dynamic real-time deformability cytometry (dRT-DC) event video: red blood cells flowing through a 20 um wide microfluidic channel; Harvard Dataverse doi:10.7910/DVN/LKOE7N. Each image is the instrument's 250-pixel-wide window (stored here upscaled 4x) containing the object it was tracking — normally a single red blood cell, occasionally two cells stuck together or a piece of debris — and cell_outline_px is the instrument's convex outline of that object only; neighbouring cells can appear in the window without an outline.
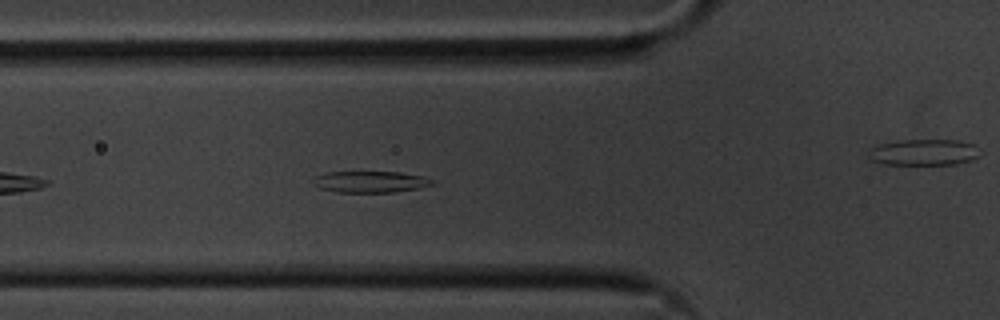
{"species": "common noctule bat (a hibernating species)", "species_latin": "Nyctalus noctula", "temperature_condition": "cold", "stored_images_in_passage": 44, "camera_frame_rate_fps": 3000, "um_per_image_px": 0.085, "animal": {"sex": "male", "body_mass_g": 20.1, "forearm_length_mm": 53.5}, "frame": {"image": 1, "passage_image": 7, "time_ms": 2.0, "image_size_px": [1000, 320], "cell_outline_px": [[436, 184], [420, 188], [392, 192], [336, 192], [320, 188], [312, 184], [312, 180], [316, 176], [328, 172], [400, 172], [424, 176], [436, 180]], "centroid_in_image_um": [31.53, 15.45], "position_along_channel_um": 94.3, "area_um2": 15.03}}
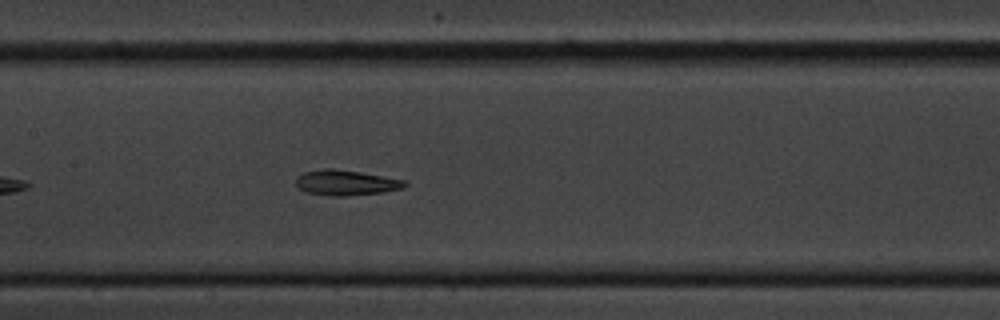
{"frame": {"image": 2, "passage_image": 14, "time_ms": 4.333, "image_size_px": [1000, 320], "cell_outline_px": [[408, 184], [404, 188], [384, 192], [348, 196], [328, 196], [308, 192], [300, 188], [296, 184], [296, 176], [304, 172], [324, 168], [332, 168], [360, 172], [404, 180]], "centroid_in_image_um": [29.41, 15.53], "position_along_channel_um": 178.0, "area_um2": 16.07}}
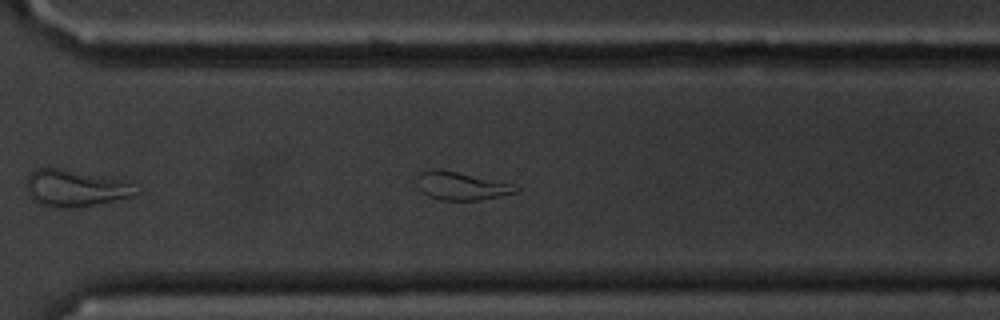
{"frame": {"image": 3, "passage_image": 27, "time_ms": 8.667, "image_size_px": [1000, 320], "cell_outline_px": [[520, 188], [516, 192], [480, 200], [440, 200], [428, 196], [420, 188], [416, 176], [420, 172], [432, 168], [456, 172], [508, 184]], "centroid_in_image_um": [39.12, 15.81], "position_along_channel_um": 331.5, "area_um2": 15.55}, "authors_computed_cell_mechanics": {"area_um2": 15.9528, "velocity_mm_per_s": 3.5574, "shape_relaxation_time_tau1_ms": 6.0238, "shape_relaxation_time_tau2_ms": 1.7063, "deformation_change_tau1": 0.1962, "deformation_change_tau2": 0.107}}